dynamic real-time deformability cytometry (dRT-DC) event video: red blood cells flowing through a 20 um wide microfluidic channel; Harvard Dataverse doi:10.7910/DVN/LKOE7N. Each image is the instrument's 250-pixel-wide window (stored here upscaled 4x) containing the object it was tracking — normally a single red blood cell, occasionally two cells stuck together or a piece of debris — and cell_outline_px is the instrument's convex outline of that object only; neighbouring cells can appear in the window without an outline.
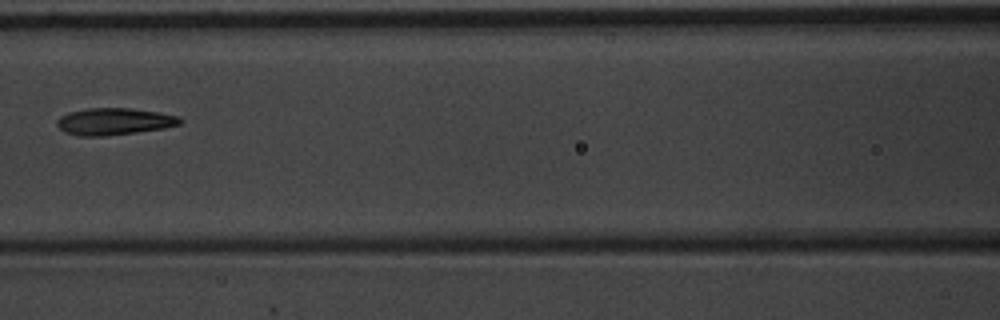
{"species": "common noctule bat (a hibernating species)", "species_latin": "Nyctalus noctula", "temperature_condition": "warm", "stored_images_in_passage": 10, "camera_frame_rate_fps": 3000, "um_per_image_px": 0.085, "animal": {"sex": "male", "body_mass_g": 20.1, "forearm_length_mm": 53.5}, "frame": {"image": 1, "passage_image": 7, "time_ms": 2.0, "image_size_px": [1000, 320], "cell_outline_px": [[184, 120], [180, 124], [164, 128], [136, 132], [104, 136], [80, 136], [64, 132], [56, 124], [56, 120], [60, 116], [68, 112], [88, 108], [128, 108], [160, 112], [180, 116]], "centroid_in_image_um": [9.71, 10.32], "position_along_channel_um": 156.9, "area_um2": 19.42}}
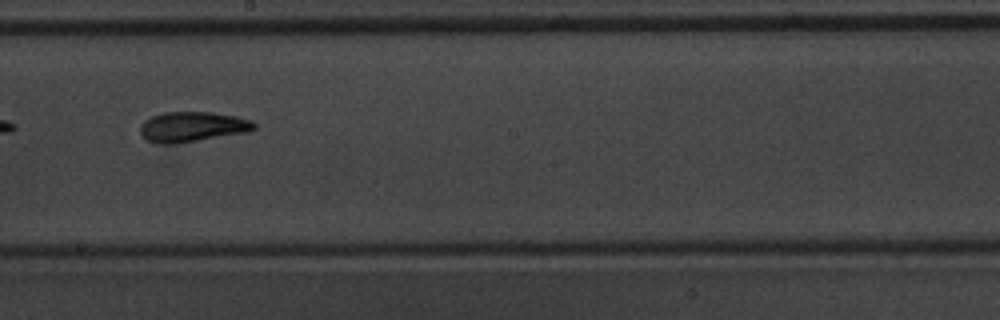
{"frame": {"image": 2, "passage_image": 9, "time_ms": 2.667, "image_size_px": [1000, 320], "cell_outline_px": [[256, 128], [248, 132], [196, 140], [164, 144], [160, 144], [148, 140], [140, 136], [140, 124], [144, 120], [152, 116], [164, 112], [212, 112], [236, 116], [252, 120], [256, 124]], "centroid_in_image_um": [16.34, 10.76], "position_along_channel_um": 231.9, "area_um2": 19.88}}